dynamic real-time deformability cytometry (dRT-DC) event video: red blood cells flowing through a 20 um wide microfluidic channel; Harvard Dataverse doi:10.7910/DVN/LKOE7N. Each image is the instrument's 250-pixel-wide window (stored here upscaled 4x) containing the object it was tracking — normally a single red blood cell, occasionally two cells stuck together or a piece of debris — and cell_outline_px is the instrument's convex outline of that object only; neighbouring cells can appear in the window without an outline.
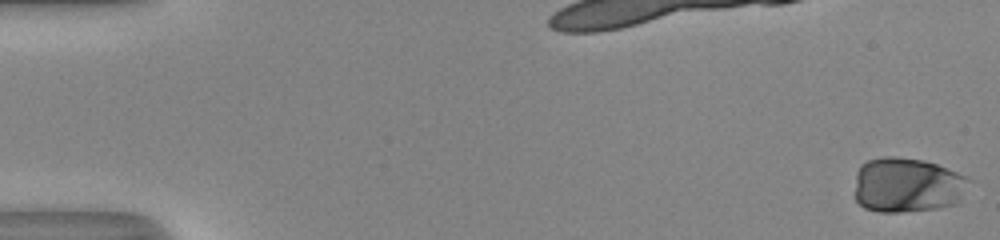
{"species": "human", "species_latin": "Homo sapiens", "temperature_condition": "room temperature", "stored_images_in_passage": 53, "camera_frame_rate_fps": 3000, "um_per_image_px": 0.085, "donor": {"sex": "male"}, "frame": {"image": 1, "passage_image": 1, "time_ms": 0.0, "image_size_px": [1000, 240], "cell_outline_px": [[972, 180], [960, 200], [956, 204], [936, 208], [900, 212], [880, 212], [864, 208], [856, 200], [856, 172], [860, 164], [868, 160], [884, 156], [896, 156], [924, 160], [936, 164], [968, 176]], "centroid_in_image_um": [77.14, 15.72], "position_along_channel_um": 7.9, "area_um2": 36.93}}
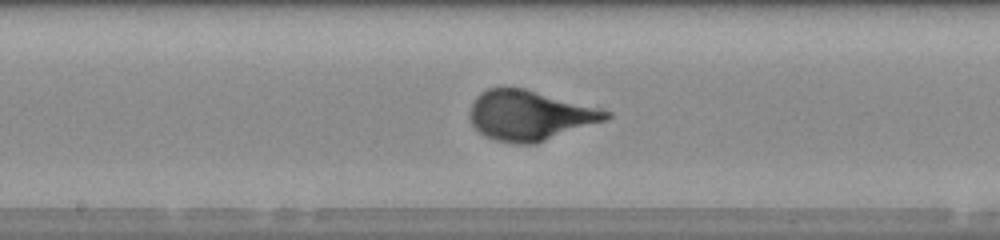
{"frame": {"image": 2, "passage_image": 29, "time_ms": 9.333, "image_size_px": [1000, 240], "cell_outline_px": [[612, 116], [604, 120], [536, 144], [516, 144], [496, 140], [484, 136], [472, 124], [468, 116], [472, 104], [476, 96], [480, 92], [488, 88], [524, 88], [612, 112]], "centroid_in_image_um": [44.98, 9.82], "position_along_channel_um": 203.2, "area_um2": 39.25}}
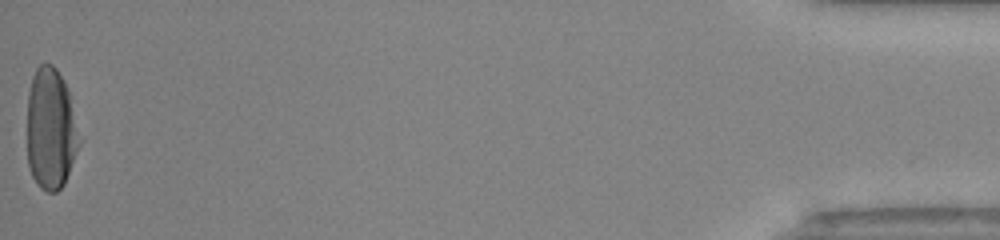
{"frame": {"image": 3, "passage_image": 53, "time_ms": 17.333, "image_size_px": [1000, 240], "cell_outline_px": [[80, 144], [64, 184], [56, 192], [48, 192], [40, 188], [36, 184], [32, 176], [28, 164], [28, 92], [32, 76], [36, 68], [40, 64], [52, 64], [56, 68], [64, 80], [68, 88], [80, 140]], "centroid_in_image_um": [4.31, 10.96], "position_along_channel_um": 430.9, "area_um2": 36.93}}